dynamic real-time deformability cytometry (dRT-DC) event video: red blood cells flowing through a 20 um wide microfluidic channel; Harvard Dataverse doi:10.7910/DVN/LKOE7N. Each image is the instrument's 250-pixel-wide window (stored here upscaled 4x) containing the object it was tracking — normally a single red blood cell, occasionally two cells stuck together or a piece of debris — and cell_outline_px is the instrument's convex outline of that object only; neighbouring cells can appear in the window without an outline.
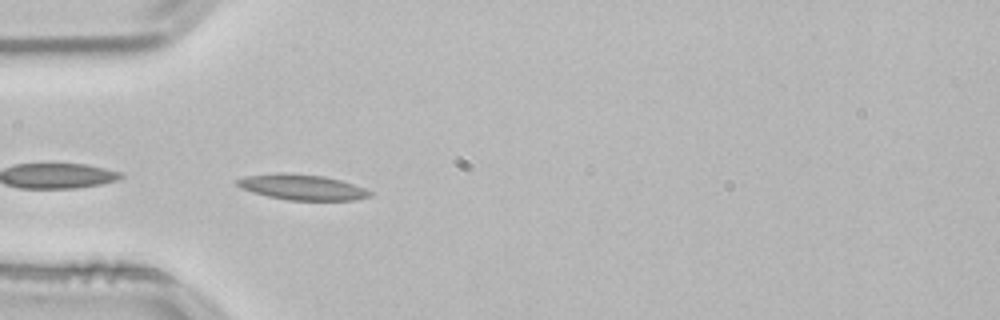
{"species": "common noctule bat (a hibernating species)", "species_latin": "Nyctalus noctula", "temperature_condition": "room temperature", "stored_images_in_passage": 21, "camera_frame_rate_fps": 3000, "um_per_image_px": 0.085, "animal": {"sex": "male", "body_mass_g": 21.5, "forearm_length_mm": 52.0}, "frame": {"image": 1, "passage_image": 1, "time_ms": 0.0, "image_size_px": [1000, 320], "cell_outline_px": [[372, 196], [352, 200], [288, 200], [268, 196], [252, 192], [240, 188], [232, 180], [244, 176], [280, 172], [288, 172], [324, 176], [340, 180], [364, 188], [372, 192]], "centroid_in_image_um": [25.61, 15.89], "position_along_channel_um": 59.4, "area_um2": 19.88}}
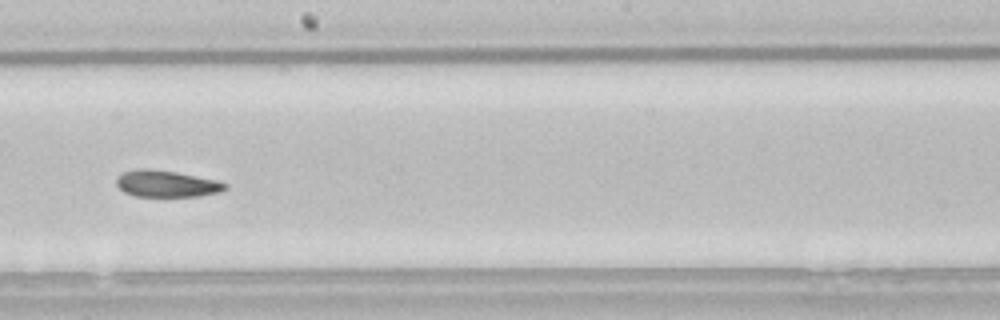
{"frame": {"image": 2, "passage_image": 15, "time_ms": 4.667, "image_size_px": [1000, 320], "cell_outline_px": [[228, 188], [220, 192], [200, 196], [136, 196], [124, 192], [116, 184], [116, 180], [124, 172], [140, 168], [144, 168], [176, 172], [216, 180], [228, 184]], "centroid_in_image_um": [14.19, 15.62], "position_along_channel_um": 234.0, "area_um2": 16.7}}